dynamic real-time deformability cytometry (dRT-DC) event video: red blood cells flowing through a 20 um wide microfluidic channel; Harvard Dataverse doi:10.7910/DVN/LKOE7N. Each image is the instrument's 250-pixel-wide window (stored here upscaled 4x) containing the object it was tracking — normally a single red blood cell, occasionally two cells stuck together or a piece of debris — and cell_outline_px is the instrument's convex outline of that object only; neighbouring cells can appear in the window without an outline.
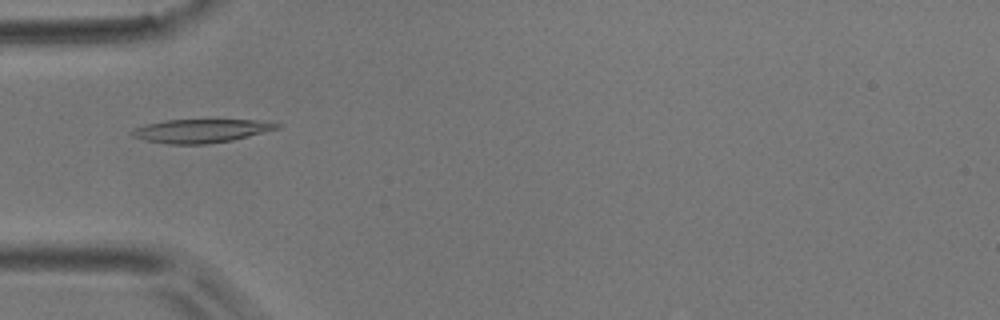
{"species": "common noctule bat (a hibernating species)", "species_latin": "Nyctalus noctula", "temperature_condition": "room temperature", "stored_images_in_passage": 45, "camera_frame_rate_fps": 3000, "um_per_image_px": 0.085, "animal": {"sex": "male", "body_mass_g": 17.9}, "frame": {"image": 1, "passage_image": 11, "time_ms": 3.333, "image_size_px": [1000, 320], "cell_outline_px": [[280, 128], [232, 140], [204, 144], [168, 144], [144, 140], [132, 136], [132, 128], [164, 120], [264, 120], [280, 124]], "centroid_in_image_um": [17.08, 11.12], "position_along_channel_um": 67.9, "area_um2": 19.77}}
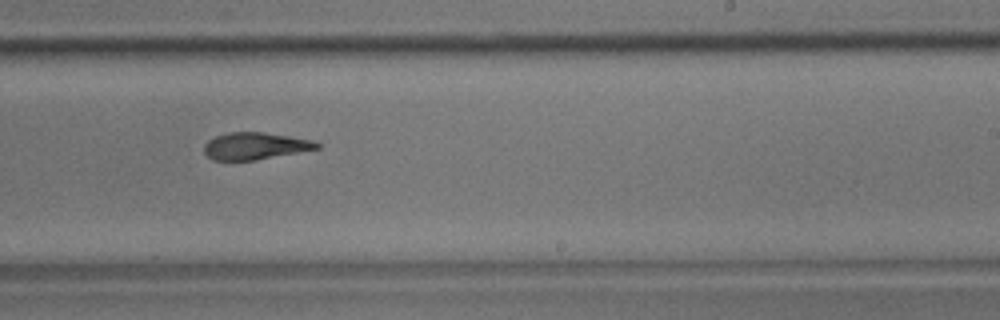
{"frame": {"image": 2, "passage_image": 26, "time_ms": 8.333, "image_size_px": [1000, 320], "cell_outline_px": [[320, 148], [252, 160], [212, 160], [204, 152], [204, 144], [208, 140], [216, 136], [228, 132], [264, 132], [316, 140], [320, 144]], "centroid_in_image_um": [21.69, 12.39], "position_along_channel_um": 267.3, "area_um2": 17.69}}
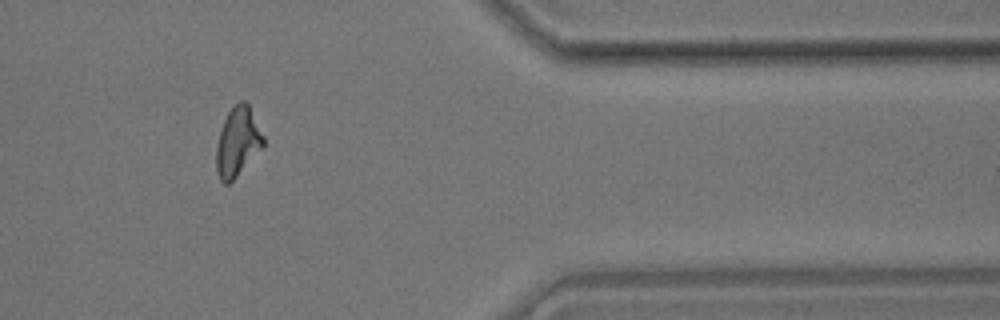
{"frame": {"image": 3, "passage_image": 37, "time_ms": 12.0, "image_size_px": [1000, 320], "cell_outline_px": [[264, 144], [236, 176], [228, 184], [224, 184], [220, 180], [216, 172], [216, 148], [220, 132], [224, 120], [228, 112], [240, 100], [244, 100], [248, 104], [264, 136]], "centroid_in_image_um": [20.18, 12.05], "position_along_channel_um": 391.2, "area_um2": 18.5}, "authors_computed_cell_mechanics": {"area_um2": 18.9584, "velocity_mm_per_s": 3.9913, "shape_relaxation_time_tau1_ms": 8.0009, "shape_relaxation_time_tau2_ms": 5.3673, "deformation_change_tau1": 0.2382, "deformation_change_tau2": 0.1006}}